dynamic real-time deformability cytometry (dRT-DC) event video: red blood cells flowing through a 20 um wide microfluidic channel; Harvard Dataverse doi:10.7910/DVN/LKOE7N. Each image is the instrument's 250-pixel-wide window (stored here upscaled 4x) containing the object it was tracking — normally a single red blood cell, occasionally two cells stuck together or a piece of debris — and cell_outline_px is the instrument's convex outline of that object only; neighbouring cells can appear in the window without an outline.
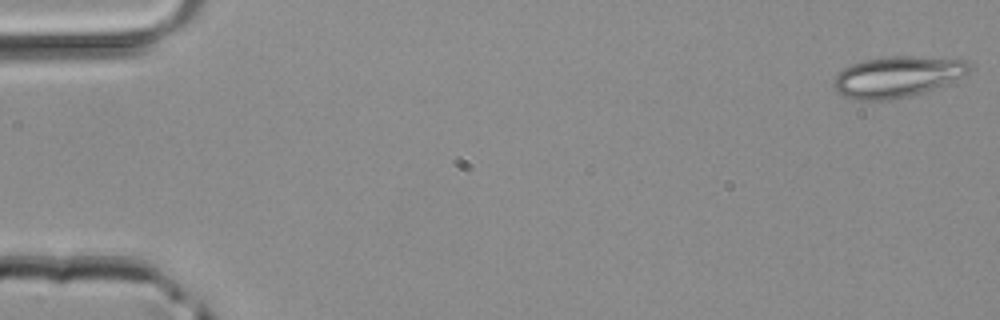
{"species": "common noctule bat (a hibernating species)", "species_latin": "Nyctalus noctula", "temperature_condition": "room temperature", "stored_images_in_passage": 4, "camera_frame_rate_fps": 3000, "um_per_image_px": 0.085, "animal": {"sex": "male", "body_mass_g": 20.4}, "frame": {"image": 1, "passage_image": 1, "time_ms": 0.0, "image_size_px": [1000, 320], "cell_outline_px": [[972, 68], [964, 76], [924, 92], [908, 96], [884, 100], [856, 100], [844, 96], [832, 84], [832, 80], [844, 68], [852, 64], [864, 60], [888, 56], [920, 56], [964, 60], [972, 64]], "centroid_in_image_um": [76.28, 6.51], "position_along_channel_um": 8.7, "area_um2": 32.19}}